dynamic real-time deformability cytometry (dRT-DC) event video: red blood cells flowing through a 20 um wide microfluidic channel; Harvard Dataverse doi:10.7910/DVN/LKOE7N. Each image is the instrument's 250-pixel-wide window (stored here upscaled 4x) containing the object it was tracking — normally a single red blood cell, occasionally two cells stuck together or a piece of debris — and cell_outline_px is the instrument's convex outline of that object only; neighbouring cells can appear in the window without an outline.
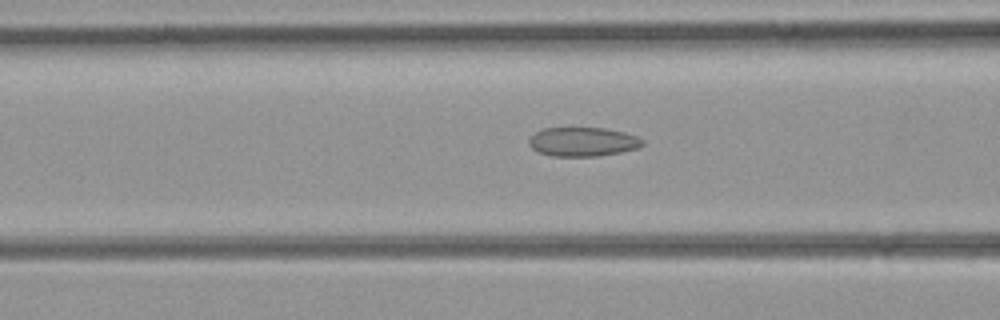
{"species": "common noctule bat (a hibernating species)", "species_latin": "Nyctalus noctula", "temperature_condition": "room temperature", "stored_images_in_passage": 17, "camera_frame_rate_fps": 3000, "um_per_image_px": 0.085, "animal": {"sex": "female", "body_mass_g": 21.9}, "frame": {"image": 1, "passage_image": 4, "time_ms": 1.0, "image_size_px": [1000, 320], "cell_outline_px": [[644, 144], [636, 148], [620, 152], [600, 156], [552, 156], [540, 152], [532, 148], [528, 144], [528, 140], [536, 132], [544, 128], [604, 128], [624, 132], [636, 136], [644, 140]], "centroid_in_image_um": [49.54, 12.05], "position_along_channel_um": 117.1, "area_um2": 19.13}}
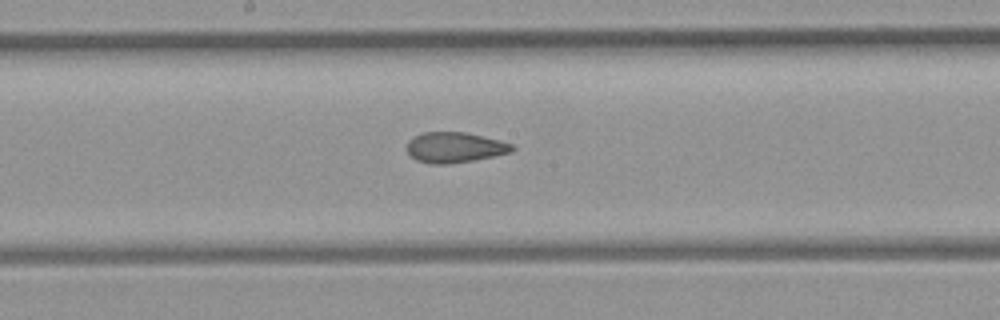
{"frame": {"image": 2, "passage_image": 10, "time_ms": 3.0, "image_size_px": [1000, 320], "cell_outline_px": [[516, 148], [512, 152], [472, 160], [448, 164], [428, 164], [416, 160], [408, 152], [408, 140], [412, 136], [424, 132], [464, 132], [500, 140], [512, 144]], "centroid_in_image_um": [38.64, 12.53], "position_along_channel_um": 209.6, "area_um2": 18.61}}
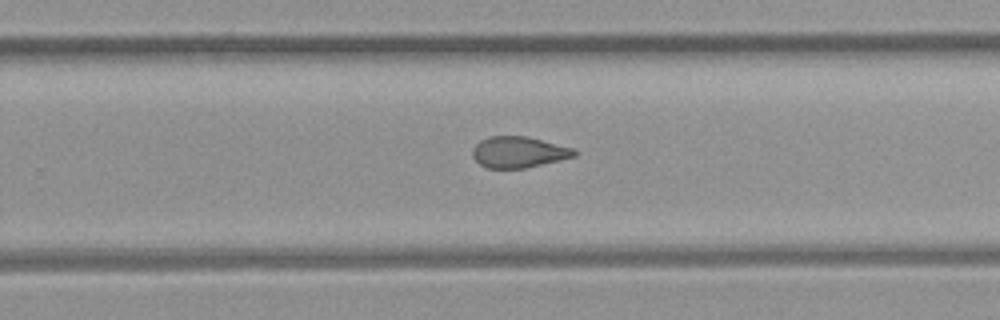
{"frame": {"image": 3, "passage_image": 15, "time_ms": 4.667, "image_size_px": [1000, 320], "cell_outline_px": [[580, 152], [576, 156], [560, 160], [524, 168], [488, 168], [480, 164], [472, 156], [472, 148], [480, 140], [488, 136], [528, 136], [576, 148]], "centroid_in_image_um": [44.13, 12.91], "position_along_channel_um": 285.7, "area_um2": 18.73}}